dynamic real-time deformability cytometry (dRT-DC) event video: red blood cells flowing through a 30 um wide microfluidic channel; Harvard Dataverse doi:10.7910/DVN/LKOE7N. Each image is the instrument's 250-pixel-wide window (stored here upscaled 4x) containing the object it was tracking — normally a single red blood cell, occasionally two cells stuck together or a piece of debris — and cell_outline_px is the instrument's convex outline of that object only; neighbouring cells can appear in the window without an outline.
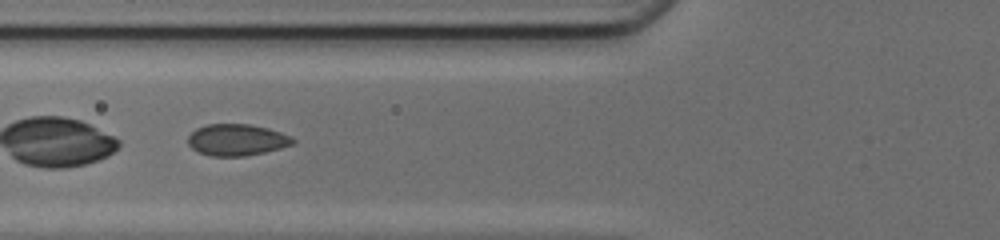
{"species": "common noctule bat (a hibernating species)", "species_latin": "Nyctalus noctula", "temperature_condition": "cold", "stored_images_in_passage": 5, "camera_frame_rate_fps": 3000, "um_per_image_px": 0.085, "animal": {"sex": "female", "body_mass_g": 17.0, "forearm_length_mm": 48.0}, "frame": {"image": 1, "passage_image": 3, "time_ms": 0.667, "image_size_px": [1000, 240], "cell_outline_px": [[296, 140], [292, 144], [280, 148], [264, 152], [244, 156], [212, 156], [200, 152], [192, 148], [188, 144], [188, 136], [196, 128], [208, 124], [248, 124], [268, 128], [292, 136]], "centroid_in_image_um": [20.13, 11.88], "position_along_channel_um": 105.7, "area_um2": 19.19}}